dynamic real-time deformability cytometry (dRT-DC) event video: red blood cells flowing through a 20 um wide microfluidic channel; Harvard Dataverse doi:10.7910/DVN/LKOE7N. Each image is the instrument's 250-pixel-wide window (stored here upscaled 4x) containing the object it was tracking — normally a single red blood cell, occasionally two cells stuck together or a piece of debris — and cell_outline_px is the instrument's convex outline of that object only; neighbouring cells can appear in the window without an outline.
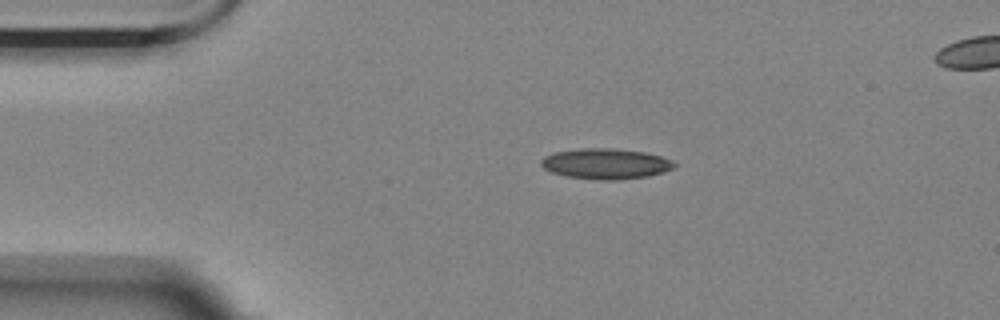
{"species": "Egyptian fruit bat (a non-hibernating species)", "species_latin": "Rousettus aegyptiacus", "temperature_condition": "room temperature", "stored_images_in_passage": 5, "camera_frame_rate_fps": 3000, "um_per_image_px": 0.085, "animal": {"sex": "female"}, "frame": {"image": 1, "passage_image": 3, "time_ms": 0.667, "image_size_px": [1000, 320], "cell_outline_px": [[676, 164], [672, 168], [664, 172], [648, 176], [616, 180], [604, 180], [568, 176], [552, 172], [544, 168], [540, 164], [540, 160], [544, 156], [556, 152], [580, 148], [608, 148], [644, 152], [660, 156], [672, 160]], "centroid_in_image_um": [51.48, 13.91], "position_along_channel_um": 33.5, "area_um2": 23.47}}